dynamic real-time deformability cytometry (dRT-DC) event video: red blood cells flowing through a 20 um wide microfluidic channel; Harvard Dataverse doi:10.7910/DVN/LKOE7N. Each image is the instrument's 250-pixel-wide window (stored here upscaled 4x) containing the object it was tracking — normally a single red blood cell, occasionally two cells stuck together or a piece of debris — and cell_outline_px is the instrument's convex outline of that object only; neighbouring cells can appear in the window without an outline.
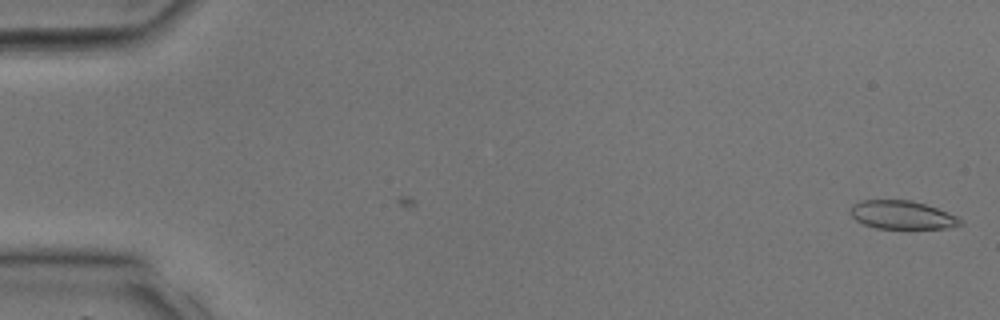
{"species": "common noctule bat (a hibernating species)", "species_latin": "Nyctalus noctula", "temperature_condition": "room temperature", "stored_images_in_passage": 4, "camera_frame_rate_fps": 3000, "um_per_image_px": 0.085, "animal": {"sex": "male", "body_mass_g": 17.9, "forearm_length_mm": 54.2}, "frame": {"image": 1, "passage_image": 4, "time_ms": 1.0, "image_size_px": [1000, 320], "cell_outline_px": [[964, 224], [944, 228], [876, 228], [864, 224], [856, 220], [848, 212], [852, 204], [860, 200], [912, 200], [936, 208], [956, 216], [964, 220]], "centroid_in_image_um": [76.64, 18.26], "position_along_channel_um": 8.4, "area_um2": 18.15}}